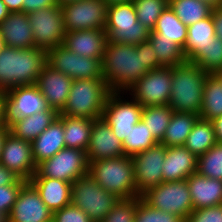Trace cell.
Listing matches in <instances>:
<instances>
[{
    "instance_id": "1",
    "label": "cell",
    "mask_w": 222,
    "mask_h": 222,
    "mask_svg": "<svg viewBox=\"0 0 222 222\" xmlns=\"http://www.w3.org/2000/svg\"><path fill=\"white\" fill-rule=\"evenodd\" d=\"M163 67L149 41L131 45L109 41L102 60V75L111 92H126L148 71Z\"/></svg>"
},
{
    "instance_id": "2",
    "label": "cell",
    "mask_w": 222,
    "mask_h": 222,
    "mask_svg": "<svg viewBox=\"0 0 222 222\" xmlns=\"http://www.w3.org/2000/svg\"><path fill=\"white\" fill-rule=\"evenodd\" d=\"M46 64L47 51L43 49L6 46L0 52V92L36 84Z\"/></svg>"
},
{
    "instance_id": "3",
    "label": "cell",
    "mask_w": 222,
    "mask_h": 222,
    "mask_svg": "<svg viewBox=\"0 0 222 222\" xmlns=\"http://www.w3.org/2000/svg\"><path fill=\"white\" fill-rule=\"evenodd\" d=\"M207 75L200 67L188 61L172 67L168 104L172 111L200 114Z\"/></svg>"
},
{
    "instance_id": "4",
    "label": "cell",
    "mask_w": 222,
    "mask_h": 222,
    "mask_svg": "<svg viewBox=\"0 0 222 222\" xmlns=\"http://www.w3.org/2000/svg\"><path fill=\"white\" fill-rule=\"evenodd\" d=\"M88 174L106 191L120 199L141 197L135 186V173L132 158H117L88 161Z\"/></svg>"
},
{
    "instance_id": "5",
    "label": "cell",
    "mask_w": 222,
    "mask_h": 222,
    "mask_svg": "<svg viewBox=\"0 0 222 222\" xmlns=\"http://www.w3.org/2000/svg\"><path fill=\"white\" fill-rule=\"evenodd\" d=\"M110 93L111 90L104 79L73 80L66 104L59 114L100 119Z\"/></svg>"
},
{
    "instance_id": "6",
    "label": "cell",
    "mask_w": 222,
    "mask_h": 222,
    "mask_svg": "<svg viewBox=\"0 0 222 222\" xmlns=\"http://www.w3.org/2000/svg\"><path fill=\"white\" fill-rule=\"evenodd\" d=\"M105 31L108 40L131 45L148 41L150 30L137 21L132 1L107 6Z\"/></svg>"
},
{
    "instance_id": "7",
    "label": "cell",
    "mask_w": 222,
    "mask_h": 222,
    "mask_svg": "<svg viewBox=\"0 0 222 222\" xmlns=\"http://www.w3.org/2000/svg\"><path fill=\"white\" fill-rule=\"evenodd\" d=\"M120 200L104 190L89 174L72 183L71 203L80 208L91 222H102Z\"/></svg>"
},
{
    "instance_id": "8",
    "label": "cell",
    "mask_w": 222,
    "mask_h": 222,
    "mask_svg": "<svg viewBox=\"0 0 222 222\" xmlns=\"http://www.w3.org/2000/svg\"><path fill=\"white\" fill-rule=\"evenodd\" d=\"M141 198L151 207L175 214L184 221L194 210L186 179L162 182L148 189Z\"/></svg>"
},
{
    "instance_id": "9",
    "label": "cell",
    "mask_w": 222,
    "mask_h": 222,
    "mask_svg": "<svg viewBox=\"0 0 222 222\" xmlns=\"http://www.w3.org/2000/svg\"><path fill=\"white\" fill-rule=\"evenodd\" d=\"M86 151L65 147L53 157L39 163L32 177H47L69 183L88 174Z\"/></svg>"
},
{
    "instance_id": "10",
    "label": "cell",
    "mask_w": 222,
    "mask_h": 222,
    "mask_svg": "<svg viewBox=\"0 0 222 222\" xmlns=\"http://www.w3.org/2000/svg\"><path fill=\"white\" fill-rule=\"evenodd\" d=\"M2 98L4 102V126L8 129L24 117L51 109L35 84L9 89L2 93Z\"/></svg>"
},
{
    "instance_id": "11",
    "label": "cell",
    "mask_w": 222,
    "mask_h": 222,
    "mask_svg": "<svg viewBox=\"0 0 222 222\" xmlns=\"http://www.w3.org/2000/svg\"><path fill=\"white\" fill-rule=\"evenodd\" d=\"M102 60L75 54L63 44L47 51V64L73 80L103 79Z\"/></svg>"
},
{
    "instance_id": "12",
    "label": "cell",
    "mask_w": 222,
    "mask_h": 222,
    "mask_svg": "<svg viewBox=\"0 0 222 222\" xmlns=\"http://www.w3.org/2000/svg\"><path fill=\"white\" fill-rule=\"evenodd\" d=\"M172 86V67L148 71L132 87L129 94L142 107L168 105Z\"/></svg>"
},
{
    "instance_id": "13",
    "label": "cell",
    "mask_w": 222,
    "mask_h": 222,
    "mask_svg": "<svg viewBox=\"0 0 222 222\" xmlns=\"http://www.w3.org/2000/svg\"><path fill=\"white\" fill-rule=\"evenodd\" d=\"M35 47L48 51L63 44L66 34L61 6L28 14Z\"/></svg>"
},
{
    "instance_id": "14",
    "label": "cell",
    "mask_w": 222,
    "mask_h": 222,
    "mask_svg": "<svg viewBox=\"0 0 222 222\" xmlns=\"http://www.w3.org/2000/svg\"><path fill=\"white\" fill-rule=\"evenodd\" d=\"M111 92L108 95L102 118L111 127L113 134L124 141L131 128L141 121L143 107L139 102L123 99L124 92Z\"/></svg>"
},
{
    "instance_id": "15",
    "label": "cell",
    "mask_w": 222,
    "mask_h": 222,
    "mask_svg": "<svg viewBox=\"0 0 222 222\" xmlns=\"http://www.w3.org/2000/svg\"><path fill=\"white\" fill-rule=\"evenodd\" d=\"M108 4L104 0H80L61 6L66 32L105 29Z\"/></svg>"
},
{
    "instance_id": "16",
    "label": "cell",
    "mask_w": 222,
    "mask_h": 222,
    "mask_svg": "<svg viewBox=\"0 0 222 222\" xmlns=\"http://www.w3.org/2000/svg\"><path fill=\"white\" fill-rule=\"evenodd\" d=\"M166 156V146L158 143L132 156L135 186L141 196L148 189L163 182L162 164Z\"/></svg>"
},
{
    "instance_id": "17",
    "label": "cell",
    "mask_w": 222,
    "mask_h": 222,
    "mask_svg": "<svg viewBox=\"0 0 222 222\" xmlns=\"http://www.w3.org/2000/svg\"><path fill=\"white\" fill-rule=\"evenodd\" d=\"M0 163L20 179L29 181L36 172L31 142L18 139L9 132L5 137Z\"/></svg>"
},
{
    "instance_id": "18",
    "label": "cell",
    "mask_w": 222,
    "mask_h": 222,
    "mask_svg": "<svg viewBox=\"0 0 222 222\" xmlns=\"http://www.w3.org/2000/svg\"><path fill=\"white\" fill-rule=\"evenodd\" d=\"M9 222H52L53 213L42 201L36 188L27 181L9 213Z\"/></svg>"
},
{
    "instance_id": "19",
    "label": "cell",
    "mask_w": 222,
    "mask_h": 222,
    "mask_svg": "<svg viewBox=\"0 0 222 222\" xmlns=\"http://www.w3.org/2000/svg\"><path fill=\"white\" fill-rule=\"evenodd\" d=\"M86 155L88 161H99L125 155L123 142L113 134L111 127L103 118L93 121Z\"/></svg>"
},
{
    "instance_id": "20",
    "label": "cell",
    "mask_w": 222,
    "mask_h": 222,
    "mask_svg": "<svg viewBox=\"0 0 222 222\" xmlns=\"http://www.w3.org/2000/svg\"><path fill=\"white\" fill-rule=\"evenodd\" d=\"M72 82V78L46 64L35 85L49 106L60 112L66 104Z\"/></svg>"
},
{
    "instance_id": "21",
    "label": "cell",
    "mask_w": 222,
    "mask_h": 222,
    "mask_svg": "<svg viewBox=\"0 0 222 222\" xmlns=\"http://www.w3.org/2000/svg\"><path fill=\"white\" fill-rule=\"evenodd\" d=\"M108 35L105 29L66 32L63 45L75 54L103 58Z\"/></svg>"
},
{
    "instance_id": "22",
    "label": "cell",
    "mask_w": 222,
    "mask_h": 222,
    "mask_svg": "<svg viewBox=\"0 0 222 222\" xmlns=\"http://www.w3.org/2000/svg\"><path fill=\"white\" fill-rule=\"evenodd\" d=\"M198 157L185 146L166 147V156L162 164L163 182L187 179L197 173Z\"/></svg>"
},
{
    "instance_id": "23",
    "label": "cell",
    "mask_w": 222,
    "mask_h": 222,
    "mask_svg": "<svg viewBox=\"0 0 222 222\" xmlns=\"http://www.w3.org/2000/svg\"><path fill=\"white\" fill-rule=\"evenodd\" d=\"M0 33L5 45L16 49L35 47L28 14L10 12L0 24Z\"/></svg>"
},
{
    "instance_id": "24",
    "label": "cell",
    "mask_w": 222,
    "mask_h": 222,
    "mask_svg": "<svg viewBox=\"0 0 222 222\" xmlns=\"http://www.w3.org/2000/svg\"><path fill=\"white\" fill-rule=\"evenodd\" d=\"M29 182L52 213L71 203L72 183L47 177H32Z\"/></svg>"
},
{
    "instance_id": "25",
    "label": "cell",
    "mask_w": 222,
    "mask_h": 222,
    "mask_svg": "<svg viewBox=\"0 0 222 222\" xmlns=\"http://www.w3.org/2000/svg\"><path fill=\"white\" fill-rule=\"evenodd\" d=\"M186 181L194 210L222 204V180L194 173Z\"/></svg>"
},
{
    "instance_id": "26",
    "label": "cell",
    "mask_w": 222,
    "mask_h": 222,
    "mask_svg": "<svg viewBox=\"0 0 222 222\" xmlns=\"http://www.w3.org/2000/svg\"><path fill=\"white\" fill-rule=\"evenodd\" d=\"M31 147L36 166L64 149L66 144L62 119L58 116L47 129L31 142Z\"/></svg>"
},
{
    "instance_id": "27",
    "label": "cell",
    "mask_w": 222,
    "mask_h": 222,
    "mask_svg": "<svg viewBox=\"0 0 222 222\" xmlns=\"http://www.w3.org/2000/svg\"><path fill=\"white\" fill-rule=\"evenodd\" d=\"M59 116V112L50 110L37 112L14 123L9 131L16 138L32 142Z\"/></svg>"
},
{
    "instance_id": "28",
    "label": "cell",
    "mask_w": 222,
    "mask_h": 222,
    "mask_svg": "<svg viewBox=\"0 0 222 222\" xmlns=\"http://www.w3.org/2000/svg\"><path fill=\"white\" fill-rule=\"evenodd\" d=\"M59 117L63 121L66 147L87 151L94 120L61 114Z\"/></svg>"
},
{
    "instance_id": "29",
    "label": "cell",
    "mask_w": 222,
    "mask_h": 222,
    "mask_svg": "<svg viewBox=\"0 0 222 222\" xmlns=\"http://www.w3.org/2000/svg\"><path fill=\"white\" fill-rule=\"evenodd\" d=\"M215 38V29L212 15L199 20L187 27V42L183 48L186 61H190L203 47H206Z\"/></svg>"
},
{
    "instance_id": "30",
    "label": "cell",
    "mask_w": 222,
    "mask_h": 222,
    "mask_svg": "<svg viewBox=\"0 0 222 222\" xmlns=\"http://www.w3.org/2000/svg\"><path fill=\"white\" fill-rule=\"evenodd\" d=\"M199 117L198 114L173 111L160 143L166 147L184 146L188 135Z\"/></svg>"
},
{
    "instance_id": "31",
    "label": "cell",
    "mask_w": 222,
    "mask_h": 222,
    "mask_svg": "<svg viewBox=\"0 0 222 222\" xmlns=\"http://www.w3.org/2000/svg\"><path fill=\"white\" fill-rule=\"evenodd\" d=\"M217 143L212 121L198 118L184 146L197 157L206 153Z\"/></svg>"
},
{
    "instance_id": "32",
    "label": "cell",
    "mask_w": 222,
    "mask_h": 222,
    "mask_svg": "<svg viewBox=\"0 0 222 222\" xmlns=\"http://www.w3.org/2000/svg\"><path fill=\"white\" fill-rule=\"evenodd\" d=\"M151 32L163 35L164 38L173 41L182 50L187 42V26L176 16L169 6L159 16Z\"/></svg>"
},
{
    "instance_id": "33",
    "label": "cell",
    "mask_w": 222,
    "mask_h": 222,
    "mask_svg": "<svg viewBox=\"0 0 222 222\" xmlns=\"http://www.w3.org/2000/svg\"><path fill=\"white\" fill-rule=\"evenodd\" d=\"M222 115V82L215 74L206 76L200 118L209 121Z\"/></svg>"
},
{
    "instance_id": "34",
    "label": "cell",
    "mask_w": 222,
    "mask_h": 222,
    "mask_svg": "<svg viewBox=\"0 0 222 222\" xmlns=\"http://www.w3.org/2000/svg\"><path fill=\"white\" fill-rule=\"evenodd\" d=\"M168 6L187 27L211 16L213 9L201 0H169Z\"/></svg>"
},
{
    "instance_id": "35",
    "label": "cell",
    "mask_w": 222,
    "mask_h": 222,
    "mask_svg": "<svg viewBox=\"0 0 222 222\" xmlns=\"http://www.w3.org/2000/svg\"><path fill=\"white\" fill-rule=\"evenodd\" d=\"M148 41L153 46L162 66L174 67L186 62L182 49L173 41L164 38L163 35L150 32Z\"/></svg>"
},
{
    "instance_id": "36",
    "label": "cell",
    "mask_w": 222,
    "mask_h": 222,
    "mask_svg": "<svg viewBox=\"0 0 222 222\" xmlns=\"http://www.w3.org/2000/svg\"><path fill=\"white\" fill-rule=\"evenodd\" d=\"M172 114L173 111L168 105L143 107L141 120L159 143L163 139Z\"/></svg>"
},
{
    "instance_id": "37",
    "label": "cell",
    "mask_w": 222,
    "mask_h": 222,
    "mask_svg": "<svg viewBox=\"0 0 222 222\" xmlns=\"http://www.w3.org/2000/svg\"><path fill=\"white\" fill-rule=\"evenodd\" d=\"M158 143L146 124L141 120L131 128L128 136L123 141V150L126 156L132 157Z\"/></svg>"
},
{
    "instance_id": "38",
    "label": "cell",
    "mask_w": 222,
    "mask_h": 222,
    "mask_svg": "<svg viewBox=\"0 0 222 222\" xmlns=\"http://www.w3.org/2000/svg\"><path fill=\"white\" fill-rule=\"evenodd\" d=\"M189 62L200 67L207 74L222 70V40L214 38L203 47Z\"/></svg>"
},
{
    "instance_id": "39",
    "label": "cell",
    "mask_w": 222,
    "mask_h": 222,
    "mask_svg": "<svg viewBox=\"0 0 222 222\" xmlns=\"http://www.w3.org/2000/svg\"><path fill=\"white\" fill-rule=\"evenodd\" d=\"M136 14L137 21L150 31L156 25L159 16L169 5V0H132Z\"/></svg>"
},
{
    "instance_id": "40",
    "label": "cell",
    "mask_w": 222,
    "mask_h": 222,
    "mask_svg": "<svg viewBox=\"0 0 222 222\" xmlns=\"http://www.w3.org/2000/svg\"><path fill=\"white\" fill-rule=\"evenodd\" d=\"M197 173L207 178L222 180V143H216L198 157Z\"/></svg>"
},
{
    "instance_id": "41",
    "label": "cell",
    "mask_w": 222,
    "mask_h": 222,
    "mask_svg": "<svg viewBox=\"0 0 222 222\" xmlns=\"http://www.w3.org/2000/svg\"><path fill=\"white\" fill-rule=\"evenodd\" d=\"M134 222H185L181 217L155 209L137 197Z\"/></svg>"
},
{
    "instance_id": "42",
    "label": "cell",
    "mask_w": 222,
    "mask_h": 222,
    "mask_svg": "<svg viewBox=\"0 0 222 222\" xmlns=\"http://www.w3.org/2000/svg\"><path fill=\"white\" fill-rule=\"evenodd\" d=\"M137 197L120 199L102 222H134Z\"/></svg>"
},
{
    "instance_id": "43",
    "label": "cell",
    "mask_w": 222,
    "mask_h": 222,
    "mask_svg": "<svg viewBox=\"0 0 222 222\" xmlns=\"http://www.w3.org/2000/svg\"><path fill=\"white\" fill-rule=\"evenodd\" d=\"M26 182L27 181L19 178L14 184L0 186V212L7 213L9 215L12 206L17 200L21 187Z\"/></svg>"
},
{
    "instance_id": "44",
    "label": "cell",
    "mask_w": 222,
    "mask_h": 222,
    "mask_svg": "<svg viewBox=\"0 0 222 222\" xmlns=\"http://www.w3.org/2000/svg\"><path fill=\"white\" fill-rule=\"evenodd\" d=\"M52 222H91L89 217L77 206L70 203L53 213Z\"/></svg>"
},
{
    "instance_id": "45",
    "label": "cell",
    "mask_w": 222,
    "mask_h": 222,
    "mask_svg": "<svg viewBox=\"0 0 222 222\" xmlns=\"http://www.w3.org/2000/svg\"><path fill=\"white\" fill-rule=\"evenodd\" d=\"M185 222H222V204L195 209L185 219Z\"/></svg>"
},
{
    "instance_id": "46",
    "label": "cell",
    "mask_w": 222,
    "mask_h": 222,
    "mask_svg": "<svg viewBox=\"0 0 222 222\" xmlns=\"http://www.w3.org/2000/svg\"><path fill=\"white\" fill-rule=\"evenodd\" d=\"M53 6H59L56 0H23L22 12L30 14Z\"/></svg>"
},
{
    "instance_id": "47",
    "label": "cell",
    "mask_w": 222,
    "mask_h": 222,
    "mask_svg": "<svg viewBox=\"0 0 222 222\" xmlns=\"http://www.w3.org/2000/svg\"><path fill=\"white\" fill-rule=\"evenodd\" d=\"M215 37L222 40V7L212 9Z\"/></svg>"
},
{
    "instance_id": "48",
    "label": "cell",
    "mask_w": 222,
    "mask_h": 222,
    "mask_svg": "<svg viewBox=\"0 0 222 222\" xmlns=\"http://www.w3.org/2000/svg\"><path fill=\"white\" fill-rule=\"evenodd\" d=\"M19 177L0 163V186L14 184Z\"/></svg>"
},
{
    "instance_id": "49",
    "label": "cell",
    "mask_w": 222,
    "mask_h": 222,
    "mask_svg": "<svg viewBox=\"0 0 222 222\" xmlns=\"http://www.w3.org/2000/svg\"><path fill=\"white\" fill-rule=\"evenodd\" d=\"M10 12H22L23 0H2Z\"/></svg>"
},
{
    "instance_id": "50",
    "label": "cell",
    "mask_w": 222,
    "mask_h": 222,
    "mask_svg": "<svg viewBox=\"0 0 222 222\" xmlns=\"http://www.w3.org/2000/svg\"><path fill=\"white\" fill-rule=\"evenodd\" d=\"M212 123L215 129L217 143H222V115L212 120Z\"/></svg>"
},
{
    "instance_id": "51",
    "label": "cell",
    "mask_w": 222,
    "mask_h": 222,
    "mask_svg": "<svg viewBox=\"0 0 222 222\" xmlns=\"http://www.w3.org/2000/svg\"><path fill=\"white\" fill-rule=\"evenodd\" d=\"M10 11L6 7L5 3L0 0V24L1 22L8 17Z\"/></svg>"
},
{
    "instance_id": "52",
    "label": "cell",
    "mask_w": 222,
    "mask_h": 222,
    "mask_svg": "<svg viewBox=\"0 0 222 222\" xmlns=\"http://www.w3.org/2000/svg\"><path fill=\"white\" fill-rule=\"evenodd\" d=\"M9 129L6 127H0V157H1V152L3 149V145H4V141H5V137L6 135L9 133Z\"/></svg>"
},
{
    "instance_id": "53",
    "label": "cell",
    "mask_w": 222,
    "mask_h": 222,
    "mask_svg": "<svg viewBox=\"0 0 222 222\" xmlns=\"http://www.w3.org/2000/svg\"><path fill=\"white\" fill-rule=\"evenodd\" d=\"M0 127L4 126V102L2 98V92H0Z\"/></svg>"
},
{
    "instance_id": "54",
    "label": "cell",
    "mask_w": 222,
    "mask_h": 222,
    "mask_svg": "<svg viewBox=\"0 0 222 222\" xmlns=\"http://www.w3.org/2000/svg\"><path fill=\"white\" fill-rule=\"evenodd\" d=\"M213 8L222 7V0H201Z\"/></svg>"
},
{
    "instance_id": "55",
    "label": "cell",
    "mask_w": 222,
    "mask_h": 222,
    "mask_svg": "<svg viewBox=\"0 0 222 222\" xmlns=\"http://www.w3.org/2000/svg\"><path fill=\"white\" fill-rule=\"evenodd\" d=\"M0 222H9V216L7 213L0 212Z\"/></svg>"
},
{
    "instance_id": "56",
    "label": "cell",
    "mask_w": 222,
    "mask_h": 222,
    "mask_svg": "<svg viewBox=\"0 0 222 222\" xmlns=\"http://www.w3.org/2000/svg\"><path fill=\"white\" fill-rule=\"evenodd\" d=\"M108 5L113 3L128 2L132 0H104Z\"/></svg>"
},
{
    "instance_id": "57",
    "label": "cell",
    "mask_w": 222,
    "mask_h": 222,
    "mask_svg": "<svg viewBox=\"0 0 222 222\" xmlns=\"http://www.w3.org/2000/svg\"><path fill=\"white\" fill-rule=\"evenodd\" d=\"M59 4V6H62L63 4L69 3V2H77L80 0H56Z\"/></svg>"
},
{
    "instance_id": "58",
    "label": "cell",
    "mask_w": 222,
    "mask_h": 222,
    "mask_svg": "<svg viewBox=\"0 0 222 222\" xmlns=\"http://www.w3.org/2000/svg\"><path fill=\"white\" fill-rule=\"evenodd\" d=\"M6 47L3 37L0 33V52Z\"/></svg>"
},
{
    "instance_id": "59",
    "label": "cell",
    "mask_w": 222,
    "mask_h": 222,
    "mask_svg": "<svg viewBox=\"0 0 222 222\" xmlns=\"http://www.w3.org/2000/svg\"><path fill=\"white\" fill-rule=\"evenodd\" d=\"M215 75L219 78V80L222 82V70H220V71H217L216 73H215Z\"/></svg>"
}]
</instances>
